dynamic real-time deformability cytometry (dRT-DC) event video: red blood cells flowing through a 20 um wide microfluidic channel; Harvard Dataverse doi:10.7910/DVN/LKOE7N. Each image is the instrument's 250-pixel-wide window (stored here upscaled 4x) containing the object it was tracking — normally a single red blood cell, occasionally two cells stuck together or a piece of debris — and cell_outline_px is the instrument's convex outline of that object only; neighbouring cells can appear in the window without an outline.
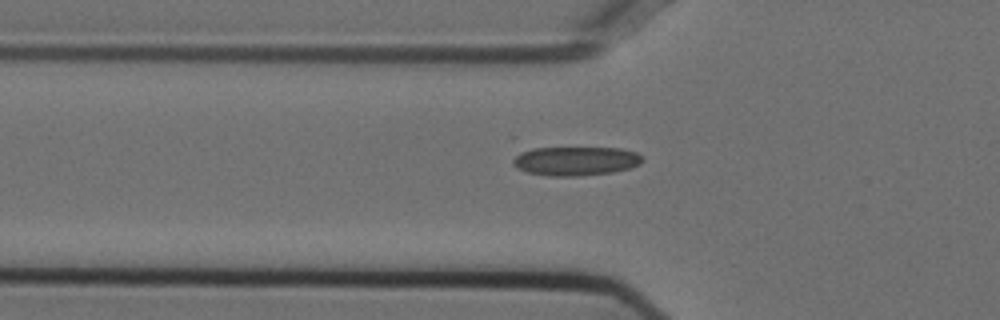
{"species": "Egyptian fruit bat (a non-hibernating species)", "species_latin": "Rousettus aegyptiacus", "temperature_condition": "cold", "stored_images_in_passage": 41, "camera_frame_rate_fps": 3000, "um_per_image_px": 0.085, "animal": {"sex": "female"}, "frame": {"image": 1, "passage_image": 5, "time_ms": 1.333, "image_size_px": [1000, 320], "cell_outline_px": [[644, 160], [640, 164], [628, 168], [612, 172], [580, 176], [548, 176], [524, 172], [516, 168], [512, 164], [512, 160], [520, 152], [532, 148], [620, 148], [636, 152]], "centroid_in_image_um": [48.88, 13.69], "position_along_channel_um": 76.9, "area_um2": 21.96}}
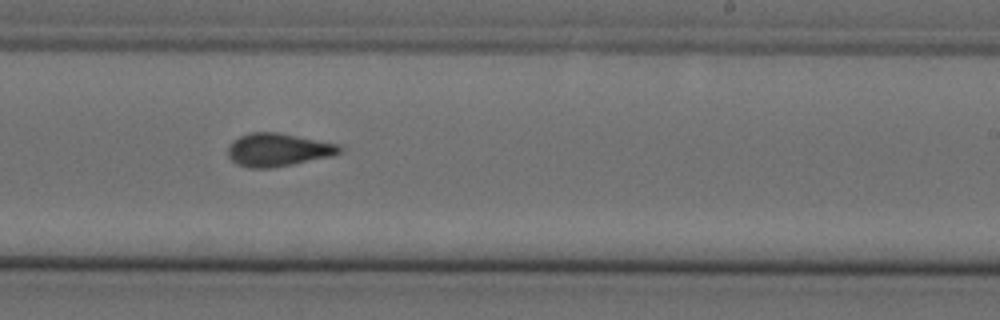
{"frame": {"image": 2, "passage_image": 20, "time_ms": 6.333, "image_size_px": [1000, 320], "cell_outline_px": [[344, 148], [340, 152], [332, 156], [272, 168], [248, 168], [236, 164], [228, 156], [228, 144], [232, 140], [240, 136], [252, 132], [276, 132], [340, 144]], "centroid_in_image_um": [23.62, 12.73], "position_along_channel_um": 265.4, "area_um2": 21.62}}
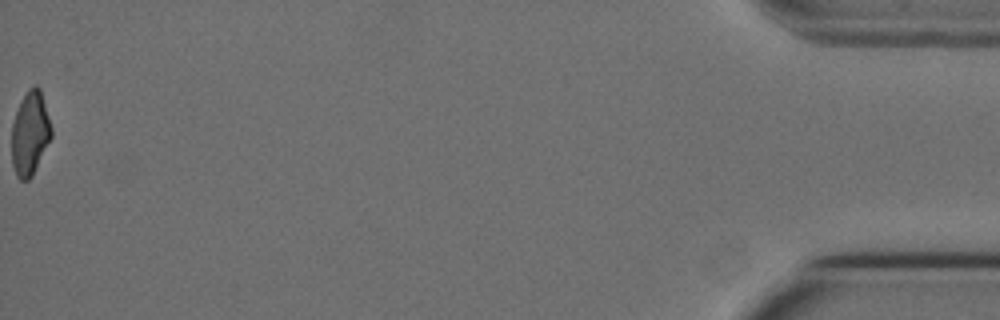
{"frame": {"image": 3, "passage_image": 41, "time_ms": 13.333, "image_size_px": [1000, 320], "cell_outline_px": [[52, 136], [32, 176], [28, 180], [20, 180], [16, 176], [12, 164], [12, 124], [20, 100], [28, 88], [32, 84], [36, 84], [40, 88], [52, 128]], "centroid_in_image_um": [2.55, 11.31], "position_along_channel_um": 432.7, "area_um2": 19.48}, "authors_computed_cell_mechanics": {"area_um2": 21.0392, "velocity_mm_per_s": 3.756, "shape_relaxation_time_tau1_ms": null, "shape_relaxation_time_tau2_ms": 2.7522, "deformation_change_tau1": null, "deformation_change_tau2": 0.0787}}